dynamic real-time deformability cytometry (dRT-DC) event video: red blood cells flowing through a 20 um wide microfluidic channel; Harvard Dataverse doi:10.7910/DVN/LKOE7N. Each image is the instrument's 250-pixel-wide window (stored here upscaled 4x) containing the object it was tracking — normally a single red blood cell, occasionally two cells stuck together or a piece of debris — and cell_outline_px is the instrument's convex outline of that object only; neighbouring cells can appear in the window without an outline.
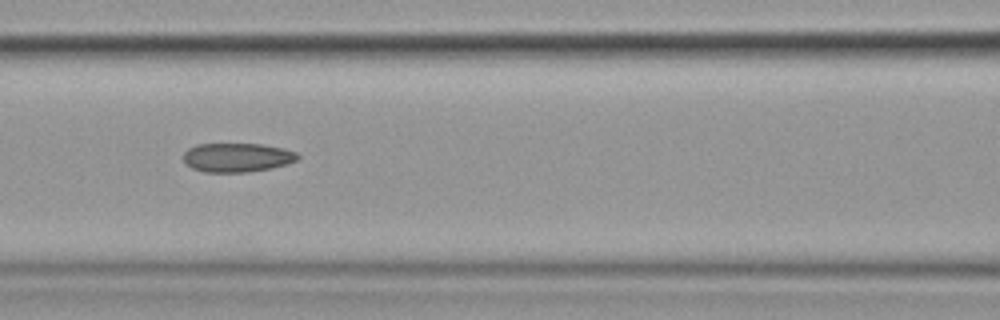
{"species": "common noctule bat (a hibernating species)", "species_latin": "Nyctalus noctula", "temperature_condition": "cold", "stored_images_in_passage": 11, "camera_frame_rate_fps": 3000, "um_per_image_px": 0.085, "animal": {"sex": "female", "body_mass_g": 19.9}, "frame": {"image": 1, "passage_image": 7, "time_ms": 7.0, "image_size_px": [1000, 320], "cell_outline_px": [[300, 156], [296, 160], [288, 164], [248, 172], [204, 172], [192, 168], [184, 160], [184, 152], [188, 148], [196, 144], [264, 144], [284, 148], [296, 152]], "centroid_in_image_um": [20.16, 13.38], "position_along_channel_um": 146.4, "area_um2": 19.31}}
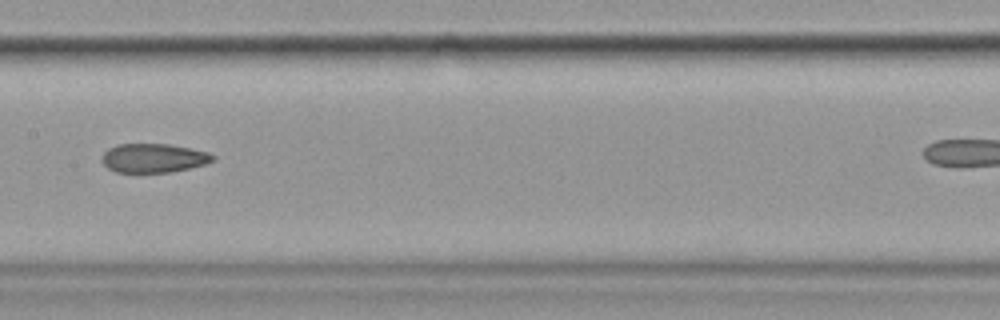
{"frame": {"image": 2, "passage_image": 8, "time_ms": 8.333, "image_size_px": [1000, 320], "cell_outline_px": [[216, 156], [212, 160], [204, 164], [188, 168], [168, 172], [116, 172], [108, 168], [100, 160], [100, 156], [108, 148], [116, 144], [168, 144], [192, 148], [208, 152]], "centroid_in_image_um": [13.0, 13.42], "position_along_channel_um": 194.4, "area_um2": 18.73}}
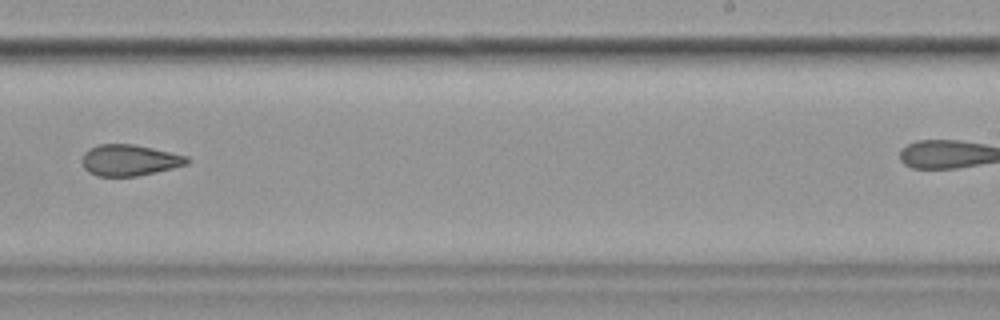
{"frame": {"image": 3, "passage_image": 10, "time_ms": 10.667, "image_size_px": [1000, 320], "cell_outline_px": [[192, 160], [188, 164], [156, 172], [136, 176], [96, 176], [88, 172], [84, 168], [84, 152], [88, 148], [100, 144], [132, 144], [152, 148], [188, 156]], "centroid_in_image_um": [11.03, 13.62], "position_along_channel_um": 278.0, "area_um2": 19.02}}